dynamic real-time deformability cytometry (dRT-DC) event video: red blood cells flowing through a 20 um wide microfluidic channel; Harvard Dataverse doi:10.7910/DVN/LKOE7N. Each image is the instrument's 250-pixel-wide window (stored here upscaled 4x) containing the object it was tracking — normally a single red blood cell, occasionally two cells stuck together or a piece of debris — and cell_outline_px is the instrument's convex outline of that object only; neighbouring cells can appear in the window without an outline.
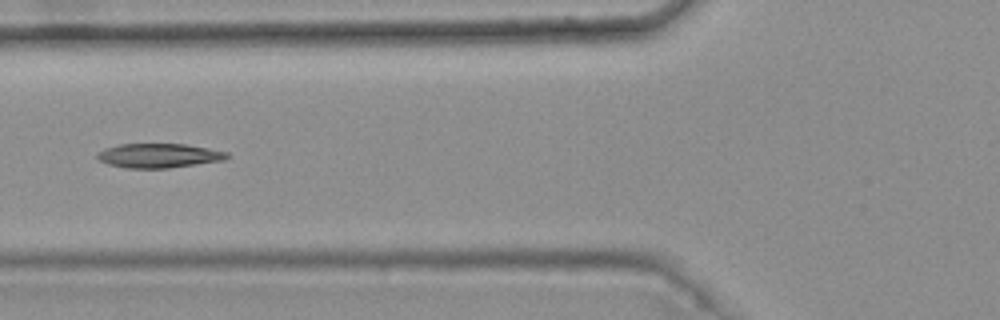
{"species": "common noctule bat (a hibernating species)", "species_latin": "Nyctalus noctula", "temperature_condition": "warm", "stored_images_in_passage": 4, "camera_frame_rate_fps": 3000, "um_per_image_px": 0.085, "animal": {"sex": "female", "body_mass_g": 25.1}, "frame": {"image": 1, "passage_image": 4, "time_ms": 1.0, "image_size_px": [1000, 320], "cell_outline_px": [[228, 156], [224, 160], [168, 168], [124, 168], [108, 164], [100, 160], [96, 156], [104, 148], [120, 144], [188, 144], [228, 152]], "centroid_in_image_um": [13.5, 13.22], "position_along_channel_um": 112.3, "area_um2": 18.26}}